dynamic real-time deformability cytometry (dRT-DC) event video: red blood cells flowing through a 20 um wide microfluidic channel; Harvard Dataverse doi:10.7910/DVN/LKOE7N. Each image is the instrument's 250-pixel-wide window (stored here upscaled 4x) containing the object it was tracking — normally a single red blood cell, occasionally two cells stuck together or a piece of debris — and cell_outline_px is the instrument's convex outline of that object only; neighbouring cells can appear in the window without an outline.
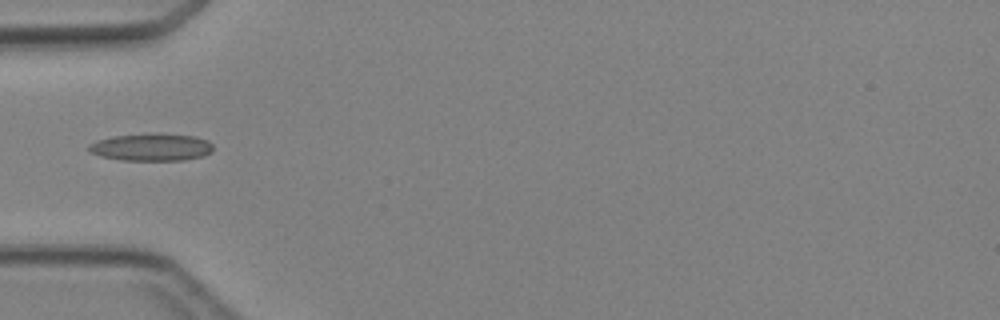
{"species": "Egyptian fruit bat (a non-hibernating species)", "species_latin": "Rousettus aegyptiacus", "temperature_condition": "cold", "stored_images_in_passage": 5, "camera_frame_rate_fps": 3000, "um_per_image_px": 0.085, "animal": {"sex": "female"}, "frame": {"image": 1, "passage_image": 5, "time_ms": 4.667, "image_size_px": [1000, 320], "cell_outline_px": [[212, 152], [204, 156], [184, 160], [120, 160], [100, 156], [88, 152], [88, 144], [96, 140], [112, 136], [156, 132], [196, 136], [208, 140], [212, 144]], "centroid_in_image_um": [12.86, 12.49], "position_along_channel_um": 72.1, "area_um2": 20.35}}